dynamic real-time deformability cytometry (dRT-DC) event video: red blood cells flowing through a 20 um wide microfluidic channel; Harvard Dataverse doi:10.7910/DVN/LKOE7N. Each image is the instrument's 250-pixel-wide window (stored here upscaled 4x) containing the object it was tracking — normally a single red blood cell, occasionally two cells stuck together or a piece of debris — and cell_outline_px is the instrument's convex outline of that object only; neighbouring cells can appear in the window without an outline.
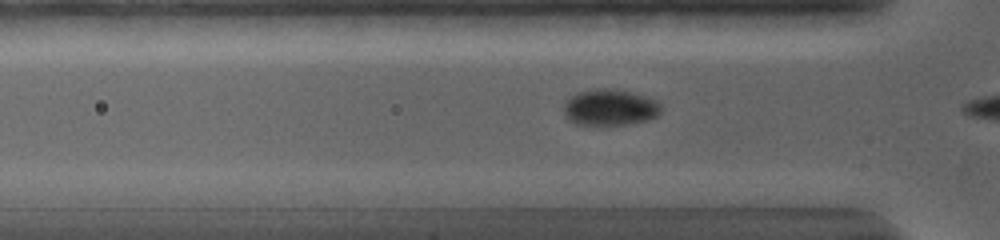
{"species": "common noctule bat (a hibernating species)", "species_latin": "Nyctalus noctula", "temperature_condition": "warm", "stored_images_in_passage": 7, "camera_frame_rate_fps": 5000, "um_per_image_px": 0.085, "animal": {"sex": "female", "body_mass_g": 19.0, "forearm_length_mm": 56.7}, "frame": {"image": 1, "passage_image": 5, "time_ms": 1.4, "image_size_px": [1000, 240], "cell_outline_px": [[660, 112], [656, 116], [648, 120], [628, 124], [576, 124], [568, 120], [564, 112], [564, 100], [568, 96], [576, 92], [596, 88], [608, 88], [628, 92], [644, 96], [656, 100], [660, 104]], "centroid_in_image_um": [51.79, 9.12], "position_along_channel_um": 74.0, "area_um2": 20.52}}